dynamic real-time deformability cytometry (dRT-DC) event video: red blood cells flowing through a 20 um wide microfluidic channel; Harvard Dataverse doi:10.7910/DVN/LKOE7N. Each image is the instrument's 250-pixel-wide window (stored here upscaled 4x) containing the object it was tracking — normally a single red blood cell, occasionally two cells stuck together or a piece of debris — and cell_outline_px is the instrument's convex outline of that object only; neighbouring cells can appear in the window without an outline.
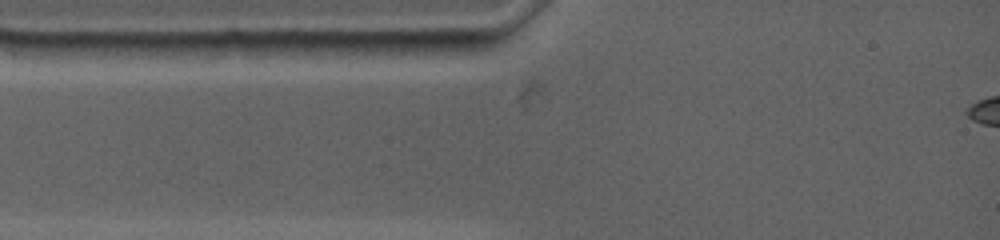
{"species": "common noctule bat (a hibernating species)", "species_latin": "Nyctalus noctula", "temperature_condition": "warm", "stored_images_in_passage": 1, "camera_frame_rate_fps": 4500, "um_per_image_px": 0.085, "animal": {"sex": "female", "body_mass_g": 19.0, "forearm_length_mm": 53.3}, "frame": {"image": 1, "passage_image": 1, "time_ms": 0.0, "image_size_px": [1000, 240], "cell_outline_px": [[508, 32], [500, 40], [488, 48], [444, 60], [396, 60], [368, 52], [360, 44], [364, 40]], "centroid_in_image_um": [36.67, 3.93], "position_along_channel_um": 48.3, "area_um2": 19.31}}